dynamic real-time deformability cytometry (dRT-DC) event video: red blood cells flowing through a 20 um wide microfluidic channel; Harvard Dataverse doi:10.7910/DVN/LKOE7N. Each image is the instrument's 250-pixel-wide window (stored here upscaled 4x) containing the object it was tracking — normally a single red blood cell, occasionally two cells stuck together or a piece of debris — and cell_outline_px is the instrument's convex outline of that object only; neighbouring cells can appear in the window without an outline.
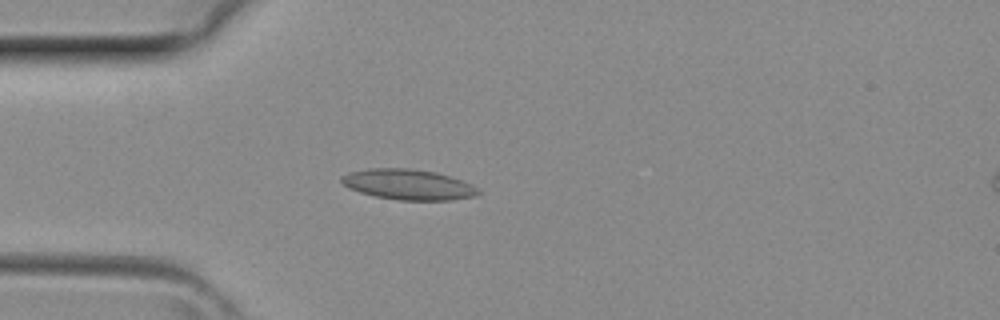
{"species": "common noctule bat (a hibernating species)", "species_latin": "Nyctalus noctula", "temperature_condition": "room temperature", "stored_images_in_passage": 29, "camera_frame_rate_fps": 3000, "um_per_image_px": 0.085, "animal": {"sex": "female", "body_mass_g": 29.2, "forearm_length_mm": 56.3}, "frame": {"image": 1, "passage_image": 8, "time_ms": 2.333, "image_size_px": [1000, 320], "cell_outline_px": [[480, 192], [476, 196], [452, 200], [400, 200], [376, 196], [360, 192], [348, 188], [340, 180], [340, 176], [348, 172], [368, 168], [408, 168], [436, 172], [472, 184], [480, 188]], "centroid_in_image_um": [34.7, 15.68], "position_along_channel_um": 50.3, "area_um2": 24.33}}
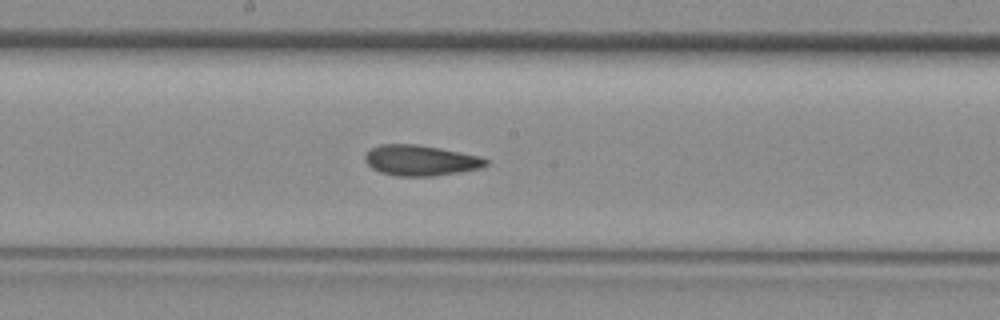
{"frame": {"image": 2, "passage_image": 18, "time_ms": 5.667, "image_size_px": [1000, 320], "cell_outline_px": [[488, 164], [484, 168], [460, 172], [432, 176], [396, 176], [380, 172], [372, 168], [364, 160], [364, 156], [372, 148], [380, 144], [416, 144], [440, 148], [480, 156], [488, 160]], "centroid_in_image_um": [35.77, 13.64], "position_along_channel_um": 212.4, "area_um2": 21.62}}
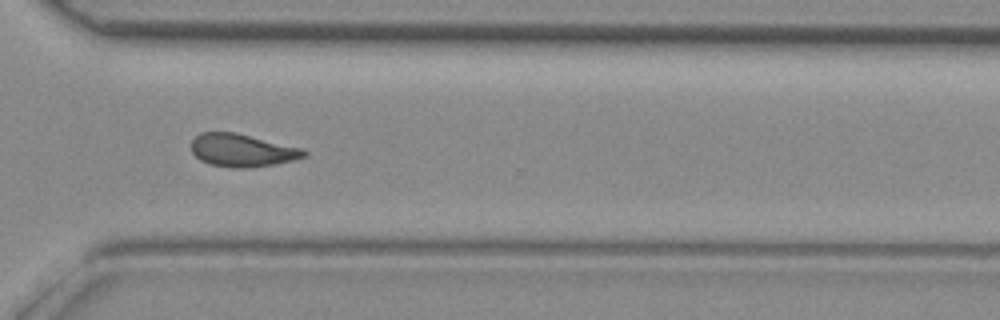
{"frame": {"image": 3, "passage_image": 26, "time_ms": 8.333, "image_size_px": [1000, 320], "cell_outline_px": [[308, 156], [276, 164], [248, 168], [236, 168], [212, 164], [200, 160], [192, 152], [192, 140], [200, 132], [236, 132], [304, 148], [308, 152]], "centroid_in_image_um": [20.63, 12.77], "position_along_channel_um": 350.0, "area_um2": 21.68}}